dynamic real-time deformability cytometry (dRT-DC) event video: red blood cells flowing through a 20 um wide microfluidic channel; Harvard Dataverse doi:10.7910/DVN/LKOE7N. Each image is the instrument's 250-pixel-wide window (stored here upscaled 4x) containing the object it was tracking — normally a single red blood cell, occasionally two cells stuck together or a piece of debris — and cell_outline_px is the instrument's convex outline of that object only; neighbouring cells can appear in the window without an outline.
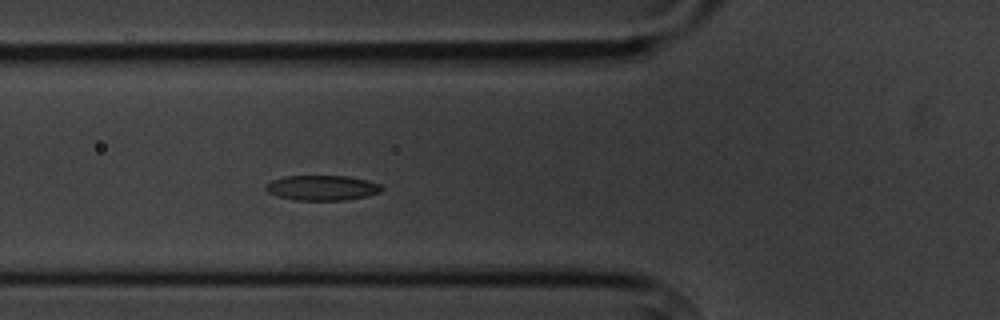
{"species": "common noctule bat (a hibernating species)", "species_latin": "Nyctalus noctula", "temperature_condition": "cold", "stored_images_in_passage": 4, "camera_frame_rate_fps": 3000, "um_per_image_px": 0.085, "animal": {"sex": "male", "body_mass_g": 20.1, "forearm_length_mm": 53.5}, "frame": {"image": 1, "passage_image": 4, "time_ms": 4.333, "image_size_px": [1000, 320], "cell_outline_px": [[384, 188], [380, 192], [368, 196], [348, 200], [296, 200], [276, 196], [268, 192], [264, 188], [272, 180], [284, 176], [348, 176], [368, 180], [380, 184]], "centroid_in_image_um": [27.41, 15.97], "position_along_channel_um": 98.4, "area_um2": 17.05}}